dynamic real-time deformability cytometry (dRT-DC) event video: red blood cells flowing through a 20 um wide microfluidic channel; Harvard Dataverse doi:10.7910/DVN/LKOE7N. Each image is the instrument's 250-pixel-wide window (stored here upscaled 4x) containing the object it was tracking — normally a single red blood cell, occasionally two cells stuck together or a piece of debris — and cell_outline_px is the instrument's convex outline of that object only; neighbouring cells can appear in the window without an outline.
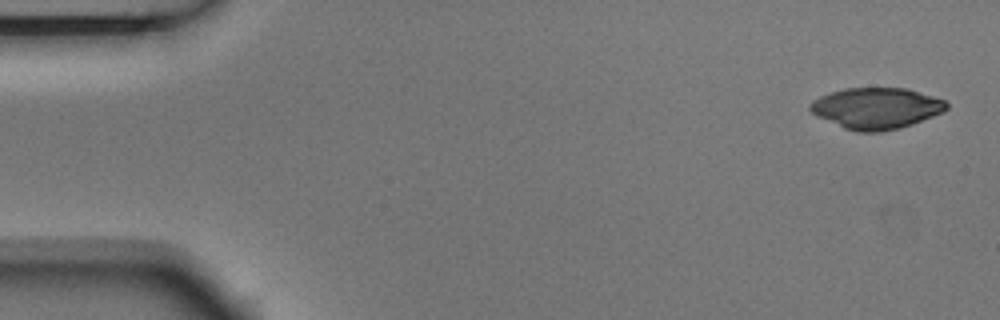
{"species": "Egyptian fruit bat (a non-hibernating species)", "species_latin": "Rousettus aegyptiacus", "temperature_condition": "room temperature", "stored_images_in_passage": 6, "camera_frame_rate_fps": 3000, "um_per_image_px": 0.085, "animal": {"sex": "male"}, "frame": {"image": 1, "passage_image": 1, "time_ms": 0.0, "image_size_px": [1000, 320], "cell_outline_px": [[948, 108], [944, 112], [912, 124], [900, 128], [880, 132], [856, 132], [844, 128], [816, 116], [808, 108], [808, 104], [812, 100], [820, 96], [844, 88], [908, 88], [944, 100], [948, 104]], "centroid_in_image_um": [74.47, 9.2], "position_along_channel_um": 10.5, "area_um2": 32.83}}